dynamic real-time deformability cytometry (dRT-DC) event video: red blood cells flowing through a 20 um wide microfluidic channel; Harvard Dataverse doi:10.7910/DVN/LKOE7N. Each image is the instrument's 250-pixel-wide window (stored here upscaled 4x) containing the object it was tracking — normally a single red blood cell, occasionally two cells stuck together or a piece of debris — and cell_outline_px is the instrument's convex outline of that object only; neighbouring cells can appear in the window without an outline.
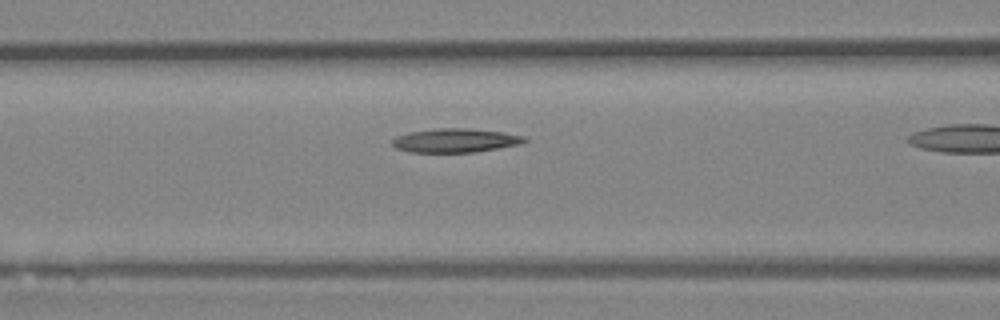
{"species": "Egyptian fruit bat (a non-hibernating species)", "species_latin": "Rousettus aegyptiacus", "temperature_condition": "room temperature", "stored_images_in_passage": 35, "camera_frame_rate_fps": 3000, "um_per_image_px": 0.085, "animal": {"sex": "female"}, "frame": {"image": 1, "passage_image": 16, "time_ms": 5.0, "image_size_px": [1000, 320], "cell_outline_px": [[528, 140], [524, 144], [476, 152], [408, 152], [396, 148], [392, 144], [392, 140], [396, 136], [408, 132], [440, 128], [468, 128], [504, 132], [524, 136]], "centroid_in_image_um": [38.74, 11.94], "position_along_channel_um": 127.9, "area_um2": 18.61}}
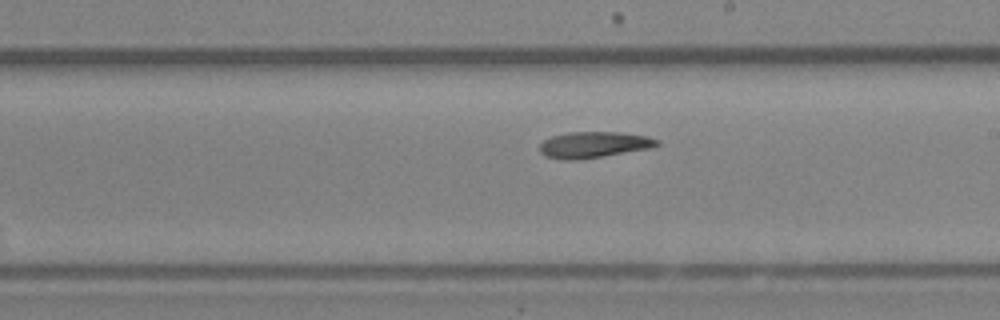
{"frame": {"image": 2, "passage_image": 24, "time_ms": 7.667, "image_size_px": [1000, 320], "cell_outline_px": [[660, 144], [652, 148], [576, 160], [560, 160], [544, 156], [540, 152], [540, 144], [544, 140], [552, 136], [568, 132], [620, 132], [648, 136], [660, 140]], "centroid_in_image_um": [50.48, 12.3], "position_along_channel_um": 238.5, "area_um2": 17.98}}
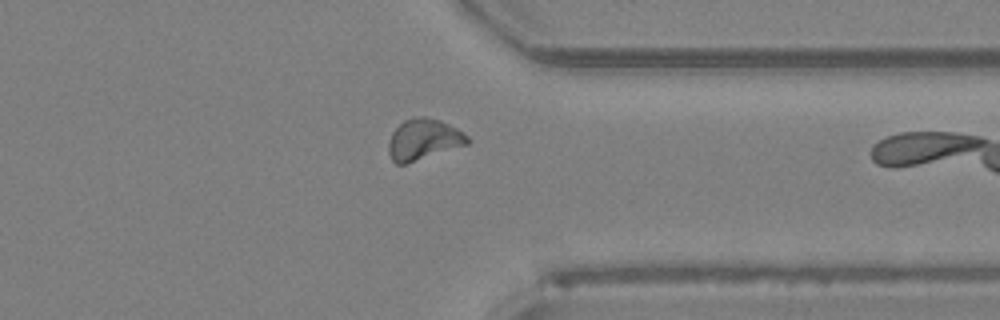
{"frame": {"image": 3, "passage_image": 34, "time_ms": 11.0, "image_size_px": [1000, 320], "cell_outline_px": [[472, 140], [468, 144], [404, 164], [396, 164], [392, 160], [388, 152], [388, 140], [392, 132], [404, 120], [412, 116], [424, 116], [440, 120], [456, 128], [468, 136]], "centroid_in_image_um": [35.98, 11.84], "position_along_channel_um": 375.4, "area_um2": 18.84}}